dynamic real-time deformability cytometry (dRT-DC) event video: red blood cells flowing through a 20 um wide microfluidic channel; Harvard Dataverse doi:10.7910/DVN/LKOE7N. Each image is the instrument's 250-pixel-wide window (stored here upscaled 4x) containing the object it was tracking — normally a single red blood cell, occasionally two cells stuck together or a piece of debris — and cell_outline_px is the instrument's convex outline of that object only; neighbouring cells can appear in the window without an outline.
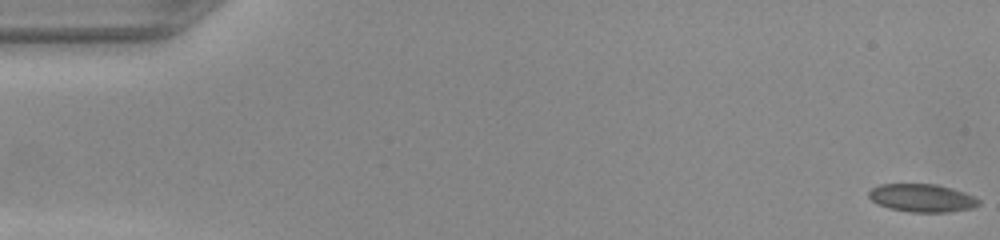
{"species": "common noctule bat (a hibernating species)", "species_latin": "Nyctalus noctula", "temperature_condition": "warm", "stored_images_in_passage": 50, "camera_frame_rate_fps": 3000, "um_per_image_px": 0.085, "animal": {"sex": "female", "body_mass_g": 22.0, "forearm_length_mm": 56.7}, "frame": {"image": 1, "passage_image": 1, "time_ms": 0.0, "image_size_px": [1000, 240], "cell_outline_px": [[980, 204], [972, 208], [948, 212], [908, 212], [888, 208], [876, 204], [868, 196], [868, 192], [872, 188], [880, 184], [936, 184], [952, 188], [964, 192], [980, 200]], "centroid_in_image_um": [78.35, 16.83], "position_along_channel_um": 6.7, "area_um2": 18.03}}
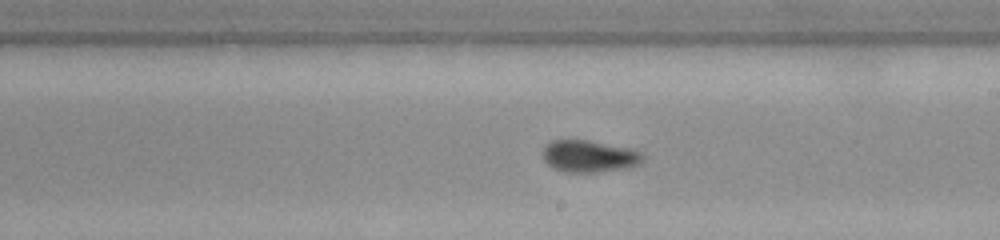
{"frame": {"image": 2, "passage_image": 29, "time_ms": 9.333, "image_size_px": [1000, 240], "cell_outline_px": [[644, 160], [640, 164], [632, 168], [600, 172], [564, 172], [552, 168], [544, 160], [544, 148], [552, 140], [588, 140], [628, 148], [644, 152]], "centroid_in_image_um": [50.15, 13.3], "position_along_channel_um": 238.8, "area_um2": 18.84}}
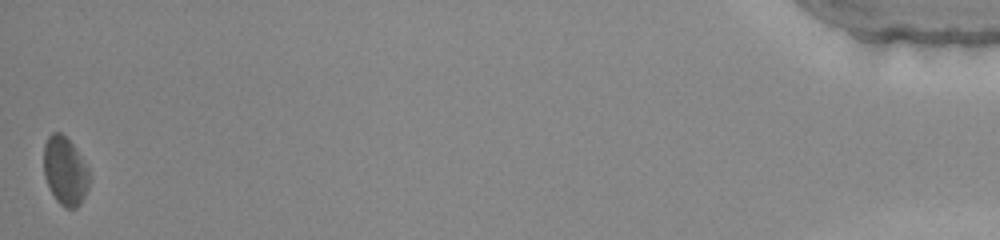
{"frame": {"image": 3, "passage_image": 50, "time_ms": 16.333, "image_size_px": [1000, 240], "cell_outline_px": [[88, 188], [80, 204], [76, 208], [64, 208], [56, 200], [44, 176], [44, 144], [48, 136], [52, 132], [60, 132], [72, 144], [88, 168]], "centroid_in_image_um": [5.51, 14.54], "position_along_channel_um": 429.7, "area_um2": 17.86}}